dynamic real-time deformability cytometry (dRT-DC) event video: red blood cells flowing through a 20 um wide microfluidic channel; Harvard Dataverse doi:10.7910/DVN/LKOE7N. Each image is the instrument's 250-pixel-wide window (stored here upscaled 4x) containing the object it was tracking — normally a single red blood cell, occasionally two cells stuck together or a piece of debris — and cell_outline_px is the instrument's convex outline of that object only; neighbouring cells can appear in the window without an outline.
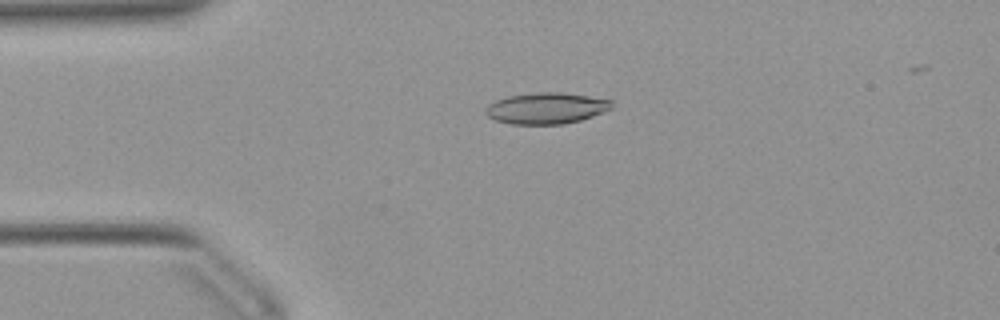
{"species": "Egyptian fruit bat (a non-hibernating species)", "species_latin": "Rousettus aegyptiacus", "temperature_condition": "warm", "stored_images_in_passage": 44, "camera_frame_rate_fps": 3000, "um_per_image_px": 0.085, "animal": {"sex": "female"}, "frame": {"image": 1, "passage_image": 5, "time_ms": 1.333, "image_size_px": [1000, 320], "cell_outline_px": [[612, 108], [604, 112], [580, 120], [564, 124], [512, 124], [496, 120], [488, 116], [484, 112], [484, 108], [488, 104], [496, 100], [508, 96], [536, 92], [560, 92], [588, 96], [612, 100]], "centroid_in_image_um": [46.42, 9.2], "position_along_channel_um": 38.6, "area_um2": 22.95}}
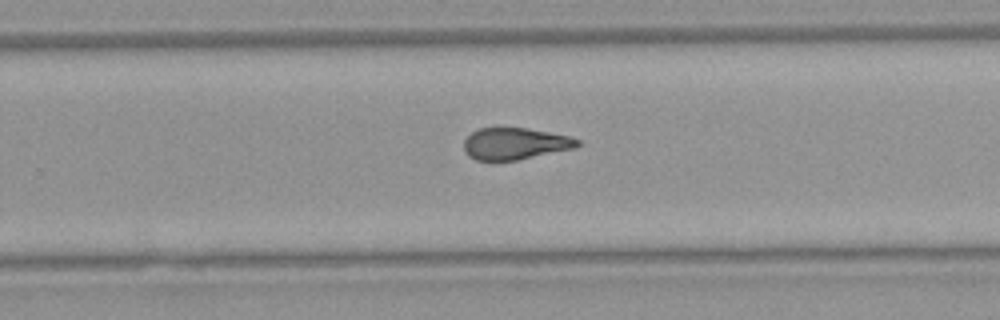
{"frame": {"image": 2, "passage_image": 26, "time_ms": 8.333, "image_size_px": [1000, 320], "cell_outline_px": [[580, 144], [576, 148], [516, 160], [476, 160], [468, 156], [464, 152], [464, 140], [472, 132], [480, 128], [528, 128], [568, 136], [580, 140]], "centroid_in_image_um": [43.77, 12.21], "position_along_channel_um": 286.0, "area_um2": 20.92}}
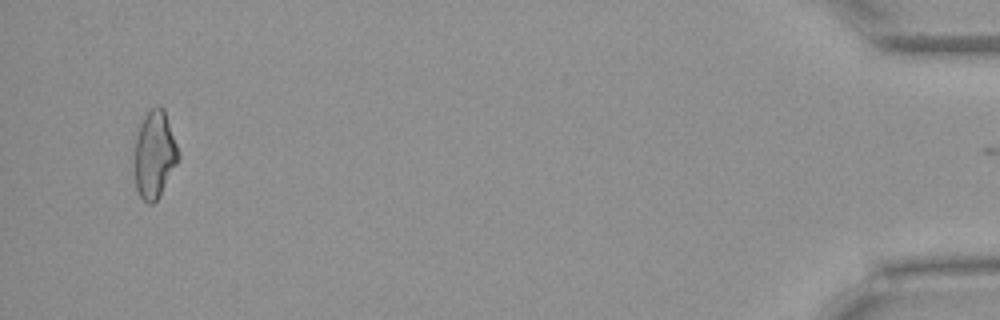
{"frame": {"image": 3, "passage_image": 43, "time_ms": 14.0, "image_size_px": [1000, 320], "cell_outline_px": [[180, 160], [156, 200], [152, 204], [148, 204], [140, 196], [136, 188], [136, 132], [144, 116], [156, 104], [160, 104], [164, 108], [180, 152]], "centroid_in_image_um": [13.17, 13.09], "position_along_channel_um": 422.0, "area_um2": 22.25}, "authors_computed_cell_mechanics": {"area_um2": 22.1952, "velocity_mm_per_s": 3.925, "shape_relaxation_time_tau1_ms": null, "shape_relaxation_time_tau2_ms": 2.2639, "deformation_change_tau1": null, "deformation_change_tau2": 0.1068}}